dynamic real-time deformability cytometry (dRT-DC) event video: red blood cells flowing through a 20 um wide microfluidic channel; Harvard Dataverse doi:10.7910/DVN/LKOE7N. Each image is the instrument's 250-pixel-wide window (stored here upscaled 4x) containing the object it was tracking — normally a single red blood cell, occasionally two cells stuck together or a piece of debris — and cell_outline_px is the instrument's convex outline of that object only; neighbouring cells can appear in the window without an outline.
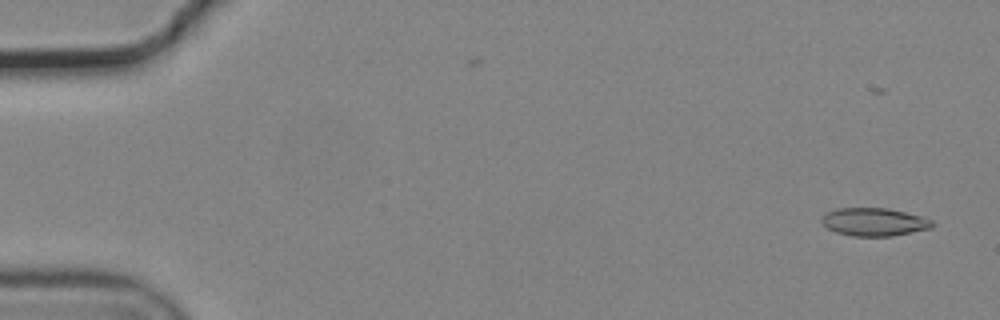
{"species": "common noctule bat (a hibernating species)", "species_latin": "Nyctalus noctula", "temperature_condition": "cold", "stored_images_in_passage": 55, "camera_frame_rate_fps": 3000, "um_per_image_px": 0.085, "animal": {"sex": "male", "body_mass_g": 19.2, "forearm_length_mm": 51.8}, "frame": {"image": 1, "passage_image": 2, "time_ms": 0.333, "image_size_px": [1000, 320], "cell_outline_px": [[936, 224], [932, 228], [892, 236], [852, 236], [836, 232], [828, 228], [820, 220], [820, 216], [828, 212], [840, 208], [888, 208], [920, 216], [932, 220]], "centroid_in_image_um": [74.31, 18.87], "position_along_channel_um": 10.7, "area_um2": 18.03}}
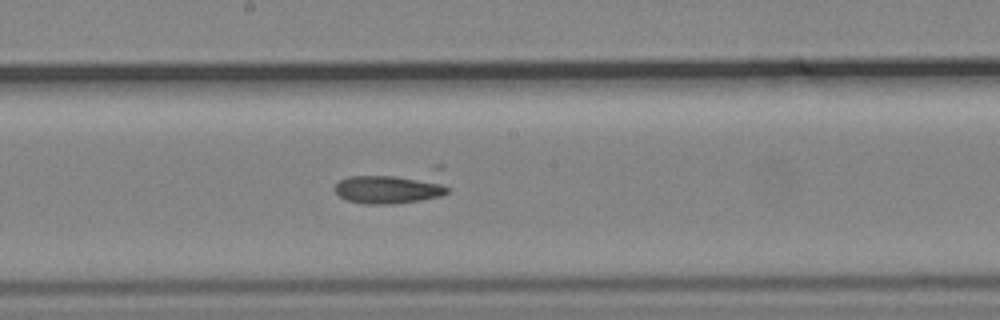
{"frame": {"image": 2, "passage_image": 30, "time_ms": 9.667, "image_size_px": [1000, 320], "cell_outline_px": [[452, 188], [448, 192], [440, 196], [420, 200], [392, 204], [364, 204], [348, 200], [340, 196], [332, 188], [340, 180], [348, 176], [392, 176], [432, 180]], "centroid_in_image_um": [32.98, 16.1], "position_along_channel_um": 215.2, "area_um2": 18.44}}
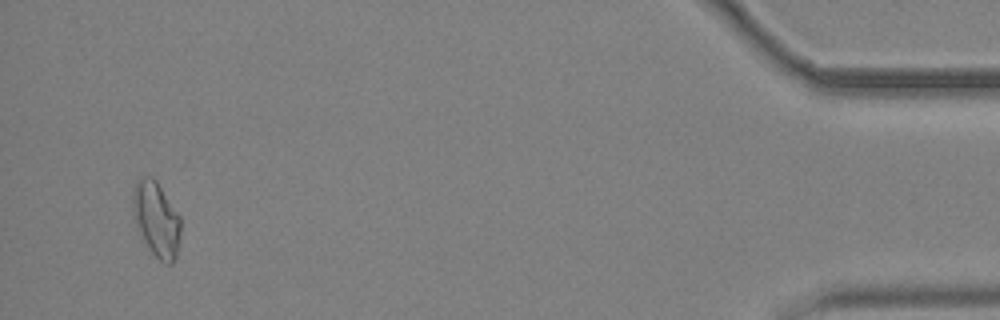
{"frame": {"image": 3, "passage_image": 53, "time_ms": 17.333, "image_size_px": [1000, 320], "cell_outline_px": [[180, 232], [176, 256], [172, 264], [168, 264], [160, 260], [152, 252], [136, 228], [132, 212], [132, 188], [136, 180], [140, 176], [152, 176], [156, 180], [180, 216]], "centroid_in_image_um": [13.25, 18.58], "position_along_channel_um": 421.9, "area_um2": 21.04}}